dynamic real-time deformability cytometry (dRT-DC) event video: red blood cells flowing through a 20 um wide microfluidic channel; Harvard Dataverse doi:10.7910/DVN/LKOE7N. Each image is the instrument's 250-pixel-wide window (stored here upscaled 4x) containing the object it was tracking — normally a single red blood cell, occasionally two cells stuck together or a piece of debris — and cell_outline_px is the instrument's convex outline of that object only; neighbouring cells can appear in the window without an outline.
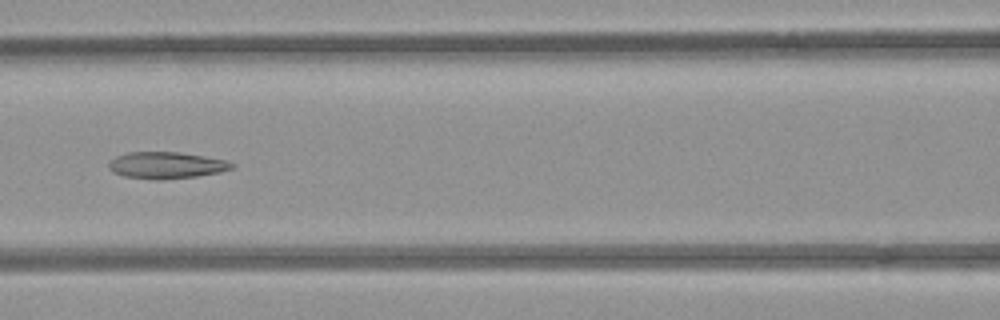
{"species": "common noctule bat (a hibernating species)", "species_latin": "Nyctalus noctula", "temperature_condition": "room temperature", "stored_images_in_passage": 6, "camera_frame_rate_fps": 3000, "um_per_image_px": 0.085, "animal": {"sex": "female", "body_mass_g": 21.9}, "frame": {"image": 1, "passage_image": 6, "time_ms": 6.667, "image_size_px": [1000, 320], "cell_outline_px": [[236, 164], [232, 168], [220, 172], [196, 176], [160, 180], [156, 180], [124, 176], [112, 172], [108, 168], [108, 164], [116, 156], [128, 152], [180, 152], [228, 160]], "centroid_in_image_um": [14.15, 14.04], "position_along_channel_um": 152.5, "area_um2": 19.19}}